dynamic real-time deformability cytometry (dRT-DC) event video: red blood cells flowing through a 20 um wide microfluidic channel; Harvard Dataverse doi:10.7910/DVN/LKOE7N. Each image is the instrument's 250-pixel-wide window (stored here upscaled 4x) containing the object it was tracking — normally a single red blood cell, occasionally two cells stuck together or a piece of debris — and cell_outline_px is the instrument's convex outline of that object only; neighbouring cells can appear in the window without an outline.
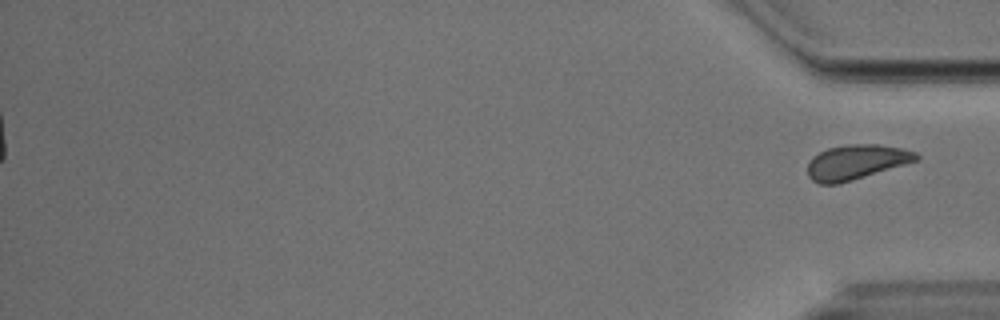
{"species": "Egyptian fruit bat (a non-hibernating species)", "species_latin": "Rousettus aegyptiacus", "temperature_condition": "cold", "stored_images_in_passage": 56, "segment_of_instrument_passage": [2, 2], "camera_frame_rate_fps": 3000, "um_per_image_px": 0.085, "animal": {"sex": "male"}, "frame": {"image": 1, "passage_image": 56, "time_ms": 18.333, "image_size_px": [1000, 320], "cell_outline_px": [[920, 160], [852, 180], [836, 184], [820, 184], [812, 180], [808, 176], [808, 164], [812, 156], [828, 148], [844, 144], [880, 144], [904, 148], [916, 152], [920, 156]], "centroid_in_image_um": [72.81, 13.76], "position_along_channel_um": 362.4, "area_um2": 22.2}}